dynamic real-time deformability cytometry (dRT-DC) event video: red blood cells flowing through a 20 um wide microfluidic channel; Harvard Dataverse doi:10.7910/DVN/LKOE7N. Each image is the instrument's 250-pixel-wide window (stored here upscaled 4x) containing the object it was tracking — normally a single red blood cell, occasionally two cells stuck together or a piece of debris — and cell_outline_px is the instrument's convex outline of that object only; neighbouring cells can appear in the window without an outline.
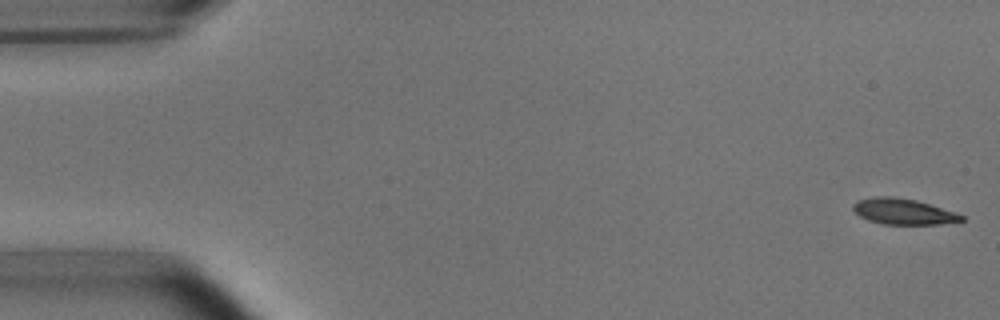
{"species": "common noctule bat (a hibernating species)", "species_latin": "Nyctalus noctula", "temperature_condition": "room temperature", "stored_images_in_passage": 53, "camera_frame_rate_fps": 3000, "um_per_image_px": 0.085, "animal": {"sex": "male", "body_mass_g": 15.6}, "frame": {"image": 1, "passage_image": 1, "time_ms": 0.0, "image_size_px": [1000, 320], "cell_outline_px": [[964, 220], [940, 224], [884, 224], [868, 220], [860, 216], [852, 208], [852, 204], [856, 200], [876, 196], [888, 196], [916, 200], [956, 212], [964, 216]], "centroid_in_image_um": [76.76, 17.97], "position_along_channel_um": 8.2, "area_um2": 16.24}}
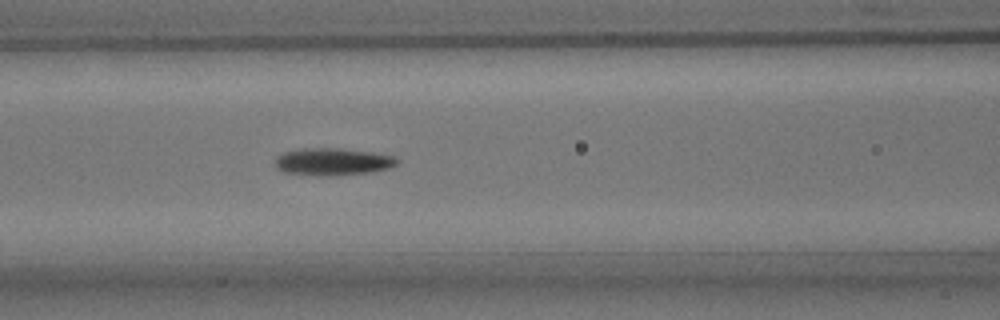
{"frame": {"image": 2, "passage_image": 22, "time_ms": 7.0, "image_size_px": [1000, 320], "cell_outline_px": [[400, 160], [396, 164], [388, 168], [372, 172], [336, 176], [328, 176], [284, 172], [276, 168], [276, 156], [284, 152], [300, 148], [340, 148], [372, 152], [392, 156]], "centroid_in_image_um": [28.28, 13.74], "position_along_channel_um": 138.3, "area_um2": 19.42}}
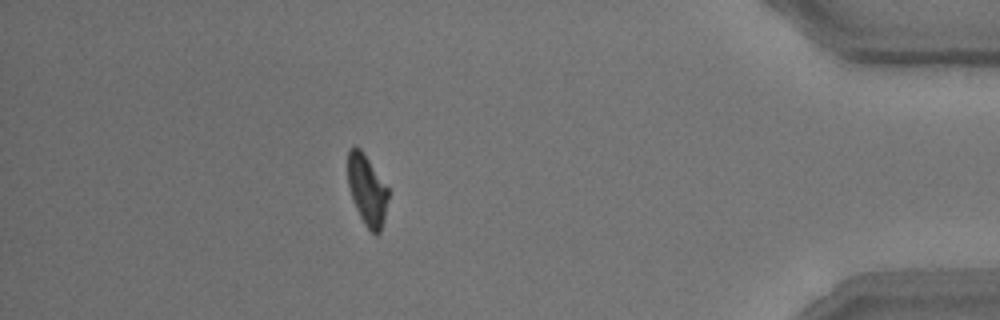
{"frame": {"image": 3, "passage_image": 47, "time_ms": 15.333, "image_size_px": [1000, 320], "cell_outline_px": [[388, 196], [384, 220], [380, 232], [376, 236], [364, 224], [356, 208], [348, 184], [348, 148], [352, 144], [356, 144], [360, 148], [388, 188]], "centroid_in_image_um": [31.19, 16.13], "position_along_channel_um": 404.0, "area_um2": 16.47}, "authors_computed_cell_mechanics": {"area_um2": 17.9758, "velocity_mm_per_s": 3.7408, "shape_relaxation_time_tau1_ms": 2.8183, "shape_relaxation_time_tau2_ms": 7.1345, "deformation_change_tau1": 0.1549, "deformation_change_tau2": 0.1552}}